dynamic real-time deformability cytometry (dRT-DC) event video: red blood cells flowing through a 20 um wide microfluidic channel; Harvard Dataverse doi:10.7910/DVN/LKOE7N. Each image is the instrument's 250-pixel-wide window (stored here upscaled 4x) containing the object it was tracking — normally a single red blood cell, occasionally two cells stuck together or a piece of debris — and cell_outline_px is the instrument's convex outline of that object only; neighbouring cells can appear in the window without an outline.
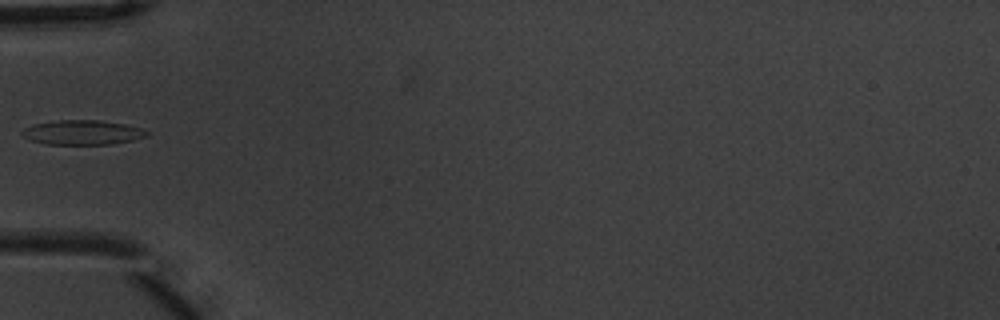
{"species": "common noctule bat (a hibernating species)", "species_latin": "Nyctalus noctula", "temperature_condition": "warm", "stored_images_in_passage": 4, "camera_frame_rate_fps": 3000, "um_per_image_px": 0.085, "animal": {"sex": "male", "body_mass_g": 20.1, "forearm_length_mm": 53.5}, "frame": {"image": 1, "passage_image": 2, "time_ms": 0.333, "image_size_px": [1000, 320], "cell_outline_px": [[148, 136], [132, 140], [112, 144], [44, 144], [28, 140], [20, 136], [20, 132], [24, 128], [32, 124], [60, 120], [100, 120], [124, 124], [140, 128], [148, 132]], "centroid_in_image_um": [6.93, 11.26], "position_along_channel_um": 78.1, "area_um2": 17.98}}
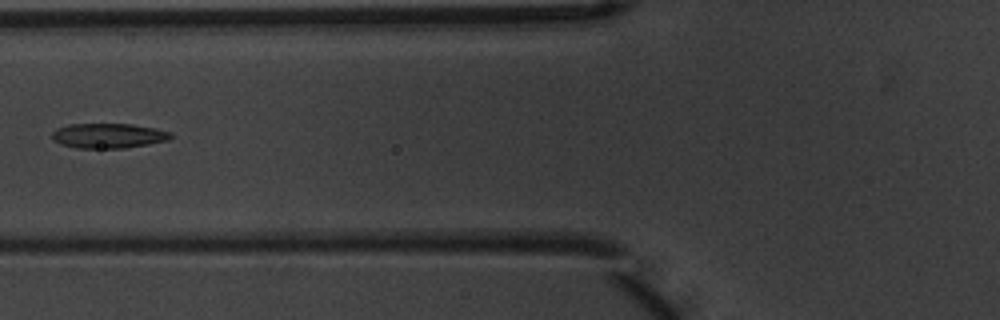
{"frame": {"image": 2, "passage_image": 3, "time_ms": 0.667, "image_size_px": [1000, 320], "cell_outline_px": [[172, 136], [168, 140], [148, 144], [124, 148], [76, 148], [60, 144], [52, 140], [52, 132], [56, 128], [68, 124], [132, 124], [156, 128], [172, 132]], "centroid_in_image_um": [9.19, 11.53], "position_along_channel_um": 116.6, "area_um2": 17.34}}
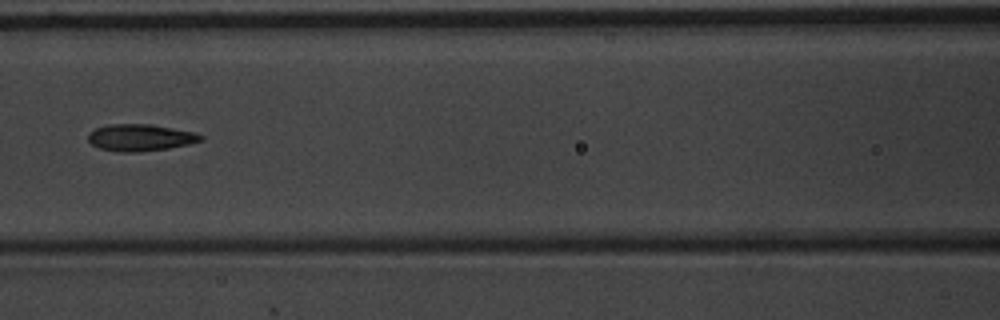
{"frame": {"image": 3, "passage_image": 4, "time_ms": 1.0, "image_size_px": [1000, 320], "cell_outline_px": [[204, 140], [188, 144], [168, 148], [140, 152], [120, 152], [100, 148], [92, 144], [88, 140], [88, 132], [96, 128], [108, 124], [152, 124], [196, 132], [204, 136]], "centroid_in_image_um": [11.95, 11.69], "position_along_channel_um": 154.7, "area_um2": 17.74}}